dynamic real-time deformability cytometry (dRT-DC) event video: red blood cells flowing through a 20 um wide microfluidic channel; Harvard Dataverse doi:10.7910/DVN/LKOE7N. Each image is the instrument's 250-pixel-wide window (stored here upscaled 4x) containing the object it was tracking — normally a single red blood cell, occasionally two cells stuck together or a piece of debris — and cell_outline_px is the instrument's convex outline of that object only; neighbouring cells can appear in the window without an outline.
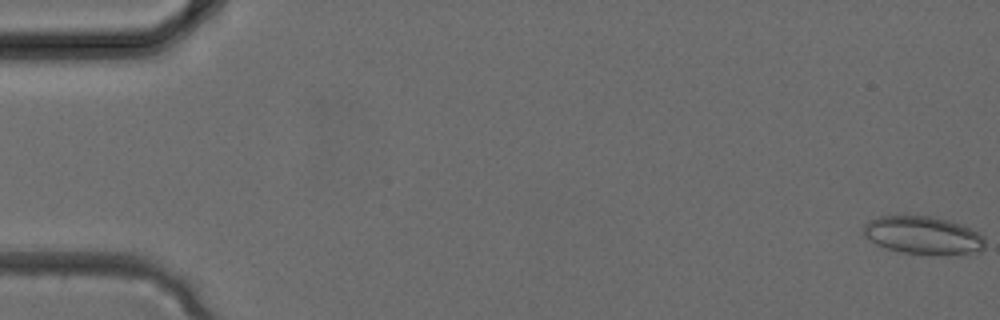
{"species": "common noctule bat (a hibernating species)", "species_latin": "Nyctalus noctula", "temperature_condition": "cold", "stored_images_in_passage": 4, "camera_frame_rate_fps": 3000, "um_per_image_px": 0.085, "animal": {"sex": "female", "body_mass_g": 24.6, "forearm_length_mm": 56.2}, "frame": {"image": 1, "passage_image": 4, "time_ms": 1.0, "image_size_px": [1000, 320], "cell_outline_px": [[984, 248], [980, 252], [968, 256], [944, 256], [900, 252], [876, 244], [868, 240], [864, 236], [864, 224], [868, 220], [880, 216], [932, 216], [948, 220], [960, 224], [984, 236]], "centroid_in_image_um": [78.51, 20.04], "position_along_channel_um": 6.5, "area_um2": 27.46}}